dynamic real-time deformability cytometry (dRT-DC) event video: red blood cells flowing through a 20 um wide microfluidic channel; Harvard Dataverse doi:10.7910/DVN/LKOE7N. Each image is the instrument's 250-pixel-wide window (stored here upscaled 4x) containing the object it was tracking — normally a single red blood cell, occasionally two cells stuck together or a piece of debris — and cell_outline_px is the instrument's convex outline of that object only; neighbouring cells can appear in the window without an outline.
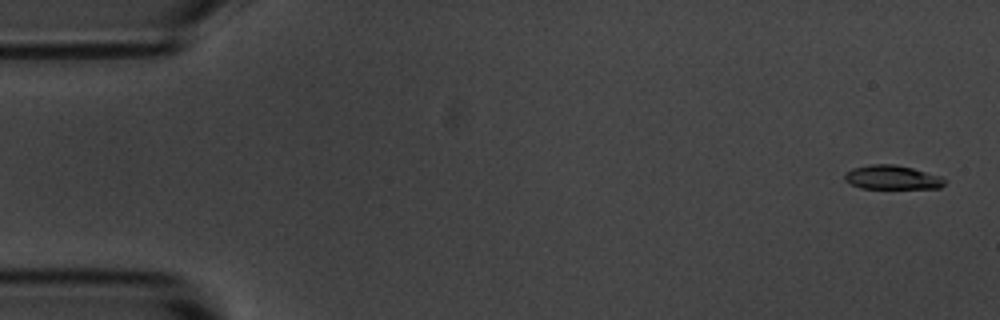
{"species": "common noctule bat (a hibernating species)", "species_latin": "Nyctalus noctula", "temperature_condition": "room temperature", "stored_images_in_passage": 55, "camera_frame_rate_fps": 3000, "um_per_image_px": 0.085, "animal": {"sex": "male", "body_mass_g": 20.1, "forearm_length_mm": 53.5}, "frame": {"image": 1, "passage_image": 2, "time_ms": 0.333, "image_size_px": [1000, 320], "cell_outline_px": [[948, 180], [940, 188], [860, 188], [844, 180], [844, 172], [852, 168], [868, 164], [892, 164], [912, 168], [940, 176]], "centroid_in_image_um": [75.81, 15.07], "position_along_channel_um": 9.2, "area_um2": 14.05}}
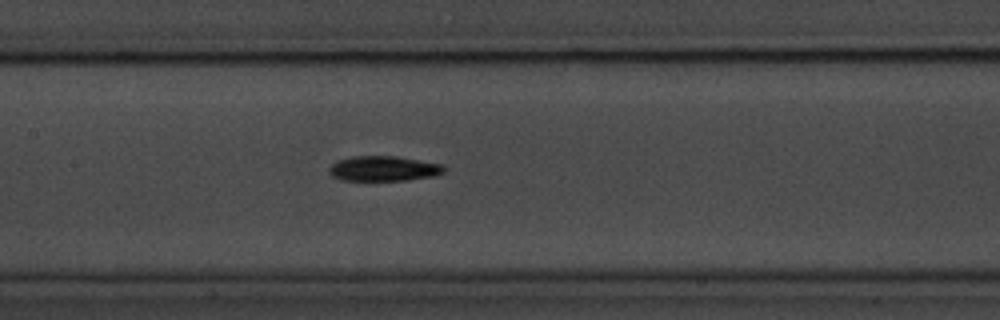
{"frame": {"image": 2, "passage_image": 26, "time_ms": 8.333, "image_size_px": [1000, 320], "cell_outline_px": [[444, 172], [432, 176], [408, 180], [340, 180], [332, 176], [328, 172], [328, 168], [336, 160], [352, 156], [396, 156], [444, 164]], "centroid_in_image_um": [32.57, 14.32], "position_along_channel_um": 174.8, "area_um2": 16.88}}
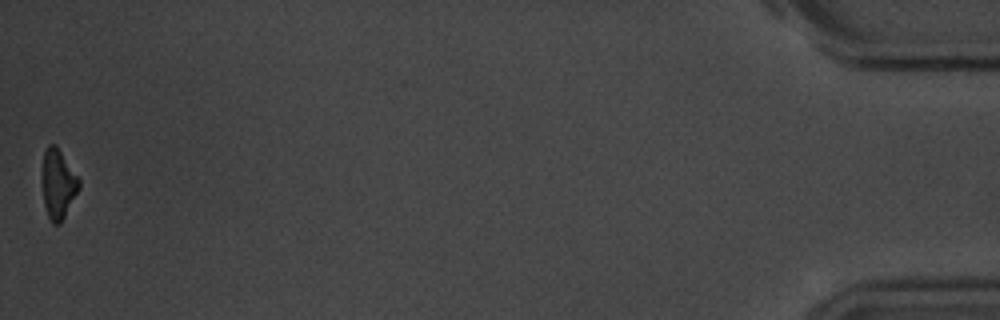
{"frame": {"image": 3, "passage_image": 55, "time_ms": 18.0, "image_size_px": [1000, 320], "cell_outline_px": [[80, 188], [60, 224], [52, 224], [48, 216], [44, 204], [44, 152], [48, 144], [56, 144], [80, 180]], "centroid_in_image_um": [4.97, 15.65], "position_along_channel_um": 430.2, "area_um2": 14.45}, "authors_computed_cell_mechanics": {"area_um2": 15.895, "velocity_mm_per_s": 3.6439, "shape_relaxation_time_tau1_ms": 2.568, "shape_relaxation_time_tau2_ms": null, "deformation_change_tau1": 0.1446, "deformation_change_tau2": null}}